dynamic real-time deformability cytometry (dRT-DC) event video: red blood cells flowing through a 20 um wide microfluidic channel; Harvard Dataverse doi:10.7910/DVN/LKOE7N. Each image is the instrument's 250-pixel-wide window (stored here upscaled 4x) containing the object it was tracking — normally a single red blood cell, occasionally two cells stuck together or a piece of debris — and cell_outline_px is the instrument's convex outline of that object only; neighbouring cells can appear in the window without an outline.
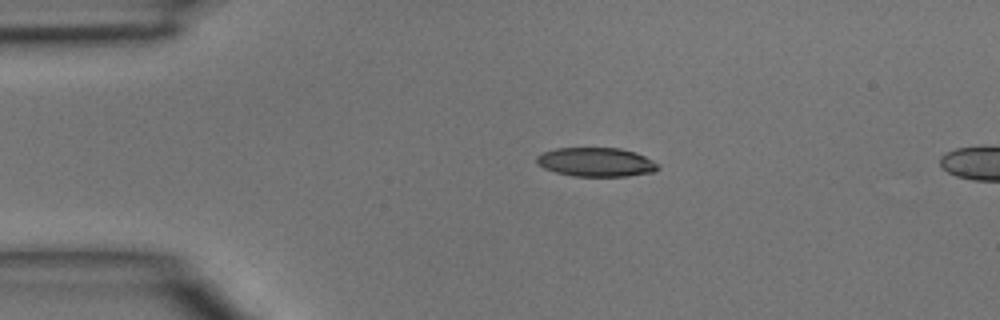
{"species": "common noctule bat (a hibernating species)", "species_latin": "Nyctalus noctula", "temperature_condition": "room temperature", "stored_images_in_passage": 6, "camera_frame_rate_fps": 3000, "um_per_image_px": 0.085, "animal": {"sex": "male", "body_mass_g": 15.6}, "frame": {"image": 1, "passage_image": 1, "time_ms": 0.0, "image_size_px": [1000, 320], "cell_outline_px": [[660, 168], [656, 172], [628, 176], [572, 176], [556, 172], [544, 168], [536, 164], [536, 156], [544, 152], [556, 148], [620, 148], [636, 152], [660, 164]], "centroid_in_image_um": [50.7, 13.78], "position_along_channel_um": 34.3, "area_um2": 20.69}}